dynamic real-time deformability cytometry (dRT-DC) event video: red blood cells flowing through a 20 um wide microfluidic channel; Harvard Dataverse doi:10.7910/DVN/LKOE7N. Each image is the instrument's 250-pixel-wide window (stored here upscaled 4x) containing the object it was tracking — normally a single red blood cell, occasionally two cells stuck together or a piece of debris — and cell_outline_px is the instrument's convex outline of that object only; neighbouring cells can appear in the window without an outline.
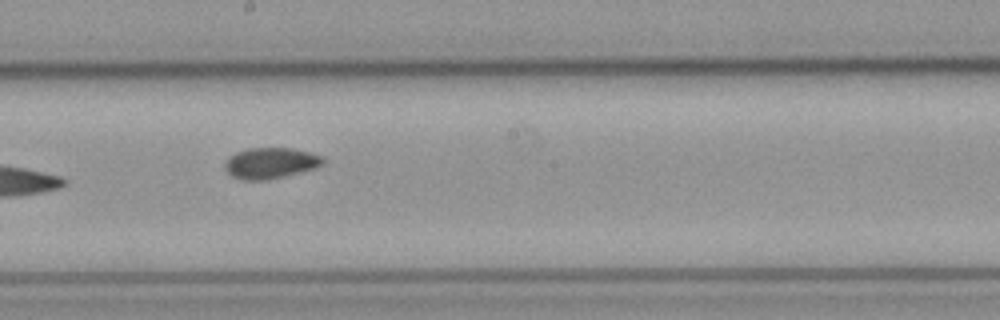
{"species": "common noctule bat (a hibernating species)", "species_latin": "Nyctalus noctula", "temperature_condition": "cold", "stored_images_in_passage": 8, "camera_frame_rate_fps": 3000, "um_per_image_px": 0.085, "animal": {"sex": "male", "body_mass_g": 23.1, "forearm_length_mm": 52.7}, "frame": {"image": 1, "passage_image": 7, "time_ms": 2.0, "image_size_px": [1000, 320], "cell_outline_px": [[324, 164], [316, 168], [284, 176], [264, 180], [244, 180], [232, 176], [224, 168], [224, 164], [228, 156], [236, 152], [248, 148], [292, 148], [324, 156]], "centroid_in_image_um": [22.99, 13.85], "position_along_channel_um": 225.2, "area_um2": 17.74}}
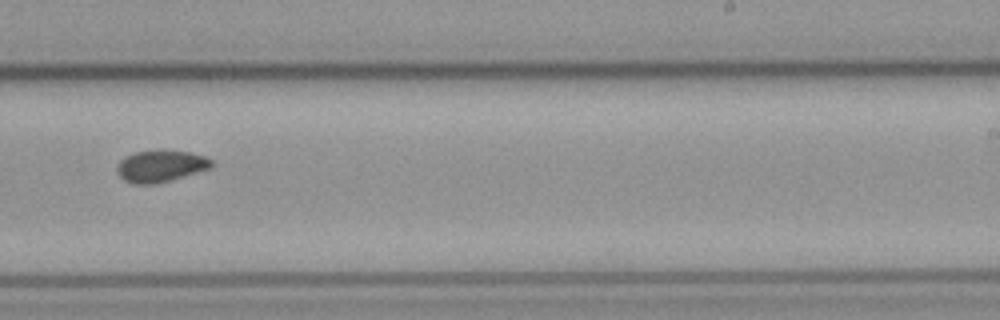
{"frame": {"image": 2, "passage_image": 8, "time_ms": 2.333, "image_size_px": [1000, 320], "cell_outline_px": [[216, 164], [212, 168], [156, 184], [132, 184], [124, 180], [116, 172], [116, 168], [120, 160], [136, 152], [164, 148], [192, 152], [204, 156], [212, 160]], "centroid_in_image_um": [13.69, 14.09], "position_along_channel_um": 275.3, "area_um2": 17.98}}